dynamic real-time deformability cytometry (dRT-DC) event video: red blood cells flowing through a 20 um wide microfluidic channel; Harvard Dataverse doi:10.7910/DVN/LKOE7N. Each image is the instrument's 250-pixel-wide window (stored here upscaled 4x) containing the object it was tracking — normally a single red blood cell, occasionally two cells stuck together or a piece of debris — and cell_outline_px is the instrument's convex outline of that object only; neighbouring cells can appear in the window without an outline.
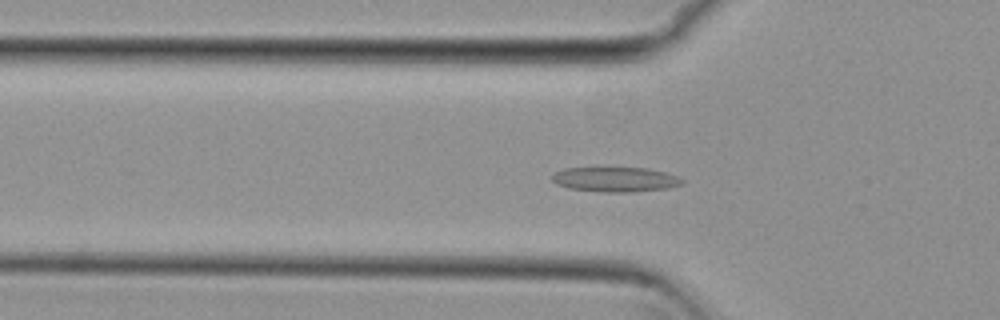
{"species": "common noctule bat (a hibernating species)", "species_latin": "Nyctalus noctula", "temperature_condition": "cold", "stored_images_in_passage": 55, "camera_frame_rate_fps": 3000, "um_per_image_px": 0.085, "animal": {"sex": "female", "body_mass_g": 29.2, "forearm_length_mm": 56.3}, "frame": {"image": 1, "passage_image": 18, "time_ms": 5.667, "image_size_px": [1000, 320], "cell_outline_px": [[684, 184], [668, 188], [632, 192], [604, 192], [568, 188], [556, 184], [552, 180], [552, 176], [556, 172], [564, 168], [648, 168], [664, 172], [676, 176], [684, 180]], "centroid_in_image_um": [52.31, 15.25], "position_along_channel_um": 73.5, "area_um2": 18.73}}
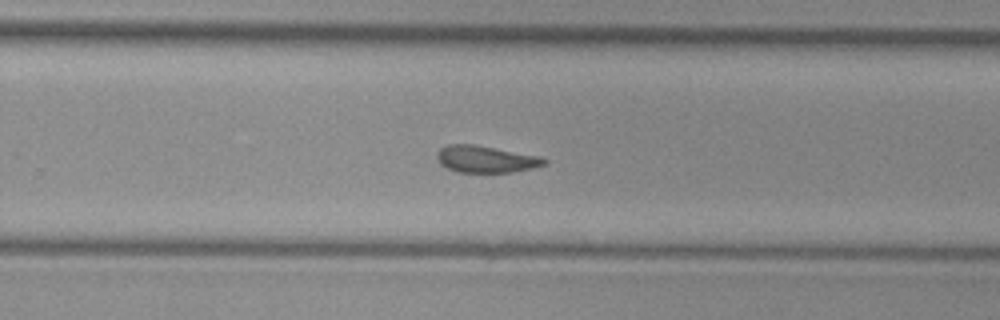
{"frame": {"image": 2, "passage_image": 35, "time_ms": 11.333, "image_size_px": [1000, 320], "cell_outline_px": [[548, 164], [532, 168], [512, 172], [456, 172], [440, 164], [436, 156], [436, 152], [440, 148], [448, 144], [472, 144], [540, 156], [548, 160]], "centroid_in_image_um": [41.29, 13.53], "position_along_channel_um": 288.5, "area_um2": 16.82}}
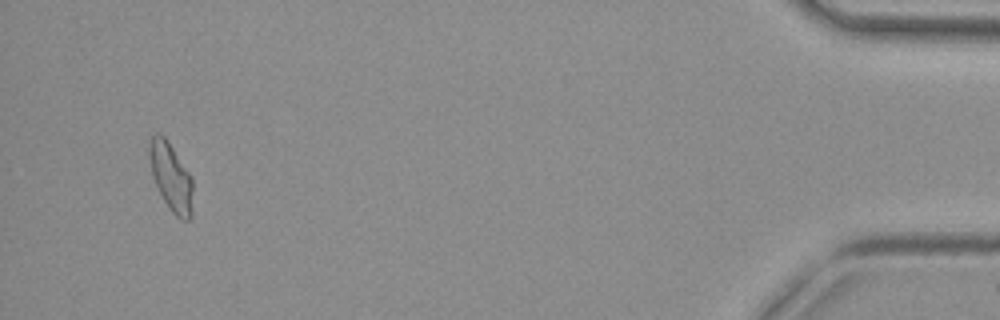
{"frame": {"image": 3, "passage_image": 52, "time_ms": 17.0, "image_size_px": [1000, 320], "cell_outline_px": [[192, 216], [188, 220], [180, 220], [168, 208], [152, 176], [148, 156], [148, 140], [156, 132], [160, 132], [164, 136], [188, 172], [192, 180]], "centroid_in_image_um": [14.5, 15.03], "position_along_channel_um": 420.7, "area_um2": 17.22}, "authors_computed_cell_mechanics": {"area_um2": 17.5134, "velocity_mm_per_s": 3.7911, "shape_relaxation_time_tau1_ms": null, "shape_relaxation_time_tau2_ms": 3.254, "deformation_change_tau1": null, "deformation_change_tau2": 0.1043}}